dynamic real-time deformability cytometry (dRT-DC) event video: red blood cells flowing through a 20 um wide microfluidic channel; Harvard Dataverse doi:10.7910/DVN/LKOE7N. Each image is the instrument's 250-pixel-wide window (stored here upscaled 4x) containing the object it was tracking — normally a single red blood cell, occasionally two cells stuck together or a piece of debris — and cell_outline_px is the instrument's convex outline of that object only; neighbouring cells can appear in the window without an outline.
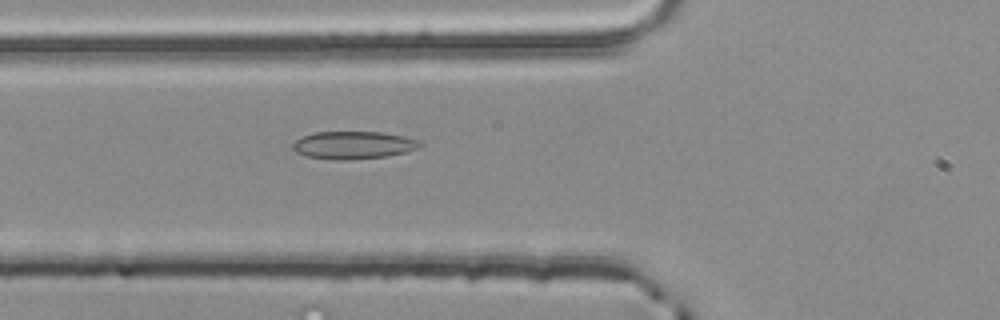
{"species": "common noctule bat (a hibernating species)", "species_latin": "Nyctalus noctula", "temperature_condition": "room temperature", "stored_images_in_passage": 5, "camera_frame_rate_fps": 3000, "um_per_image_px": 0.085, "animal": {"sex": "male", "body_mass_g": 20.4}, "frame": {"image": 1, "passage_image": 5, "time_ms": 1.333, "image_size_px": [1000, 320], "cell_outline_px": [[424, 144], [420, 148], [388, 156], [352, 160], [336, 160], [308, 156], [296, 152], [292, 148], [292, 144], [300, 136], [312, 132], [380, 132], [404, 136], [420, 140]], "centroid_in_image_um": [30.05, 12.33], "position_along_channel_um": 95.7, "area_um2": 20.75}}